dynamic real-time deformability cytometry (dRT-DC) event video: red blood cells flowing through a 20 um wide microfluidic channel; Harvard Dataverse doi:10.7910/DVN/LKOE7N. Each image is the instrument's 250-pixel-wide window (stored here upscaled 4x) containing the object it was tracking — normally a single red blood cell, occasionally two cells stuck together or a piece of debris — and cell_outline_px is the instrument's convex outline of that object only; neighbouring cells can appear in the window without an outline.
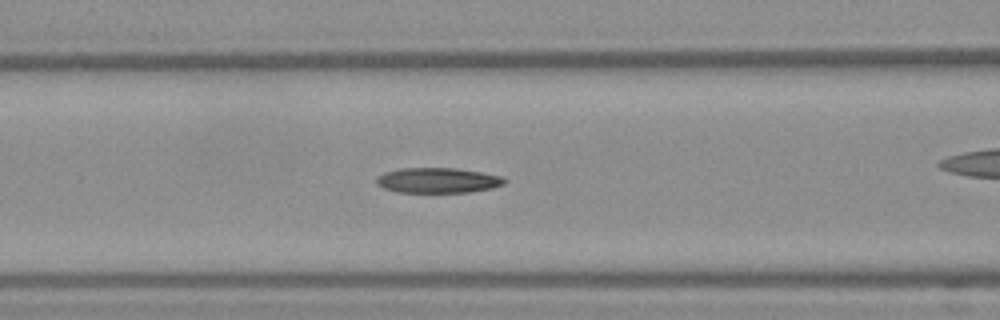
{"species": "Egyptian fruit bat (a non-hibernating species)", "species_latin": "Rousettus aegyptiacus", "temperature_condition": "warm", "stored_images_in_passage": 44, "camera_frame_rate_fps": 3000, "um_per_image_px": 0.085, "frame": {"image": 1, "passage_image": 17, "time_ms": 5.333, "image_size_px": [1000, 320], "cell_outline_px": [[508, 180], [504, 184], [492, 188], [468, 192], [396, 192], [384, 188], [376, 184], [376, 176], [384, 172], [400, 168], [456, 168], [504, 176]], "centroid_in_image_um": [37.21, 15.32], "position_along_channel_um": 129.4, "area_um2": 18.96}}
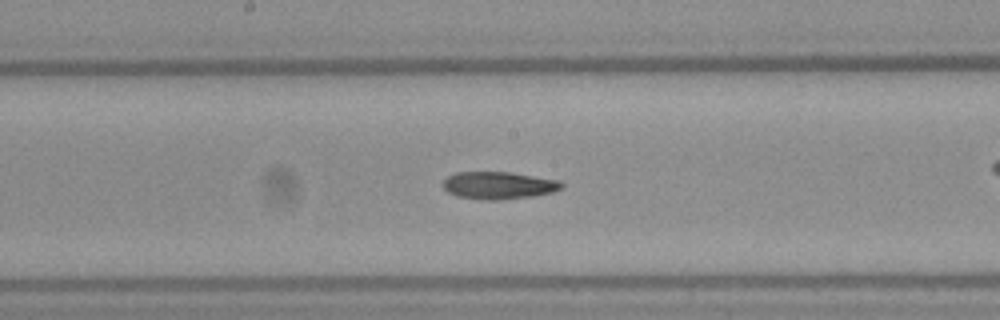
{"frame": {"image": 2, "passage_image": 22, "time_ms": 7.0, "image_size_px": [1000, 320], "cell_outline_px": [[564, 184], [560, 188], [552, 192], [532, 196], [496, 200], [488, 200], [456, 196], [448, 192], [444, 188], [444, 180], [448, 176], [456, 172], [508, 172], [560, 180]], "centroid_in_image_um": [42.38, 15.75], "position_along_channel_um": 205.8, "area_um2": 18.73}}
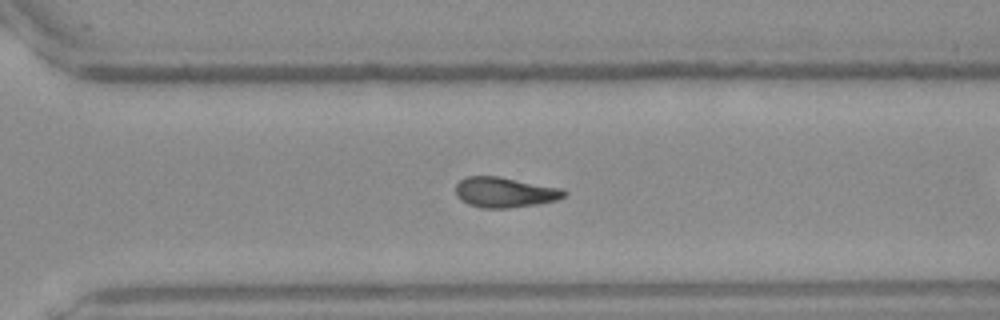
{"frame": {"image": 3, "passage_image": 30, "time_ms": 9.667, "image_size_px": [1000, 320], "cell_outline_px": [[568, 192], [564, 196], [556, 200], [536, 204], [508, 208], [484, 208], [468, 204], [460, 200], [456, 196], [456, 184], [460, 180], [468, 176], [500, 176], [560, 188]], "centroid_in_image_um": [42.88, 16.34], "position_along_channel_um": 327.7, "area_um2": 19.07}}